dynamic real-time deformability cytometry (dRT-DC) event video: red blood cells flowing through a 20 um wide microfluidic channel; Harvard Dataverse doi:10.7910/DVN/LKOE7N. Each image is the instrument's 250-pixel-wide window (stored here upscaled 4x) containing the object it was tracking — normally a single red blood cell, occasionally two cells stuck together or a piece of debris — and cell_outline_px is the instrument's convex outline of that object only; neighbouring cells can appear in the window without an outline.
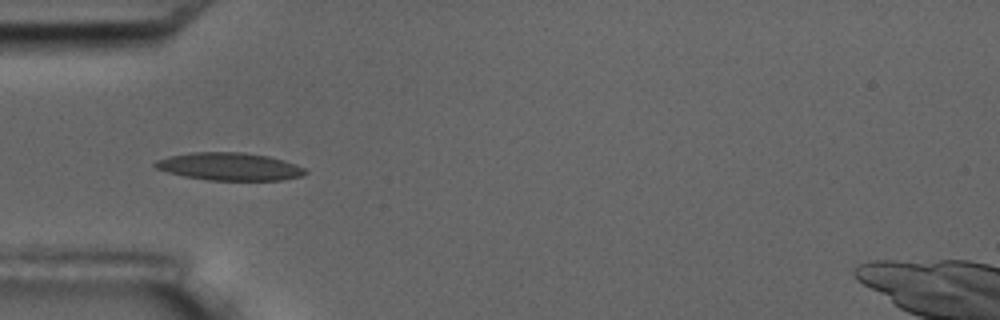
{"species": "common noctule bat (a hibernating species)", "species_latin": "Nyctalus noctula", "temperature_condition": "room temperature", "stored_images_in_passage": 7, "camera_frame_rate_fps": 3000, "um_per_image_px": 0.085, "animal": {"sex": "male", "body_mass_g": 17.5, "forearm_length_mm": 52.3}, "frame": {"image": 1, "passage_image": 5, "time_ms": 5.333, "image_size_px": [1000, 320], "cell_outline_px": [[308, 172], [304, 176], [284, 180], [208, 180], [184, 176], [168, 172], [156, 168], [152, 164], [156, 160], [172, 156], [192, 152], [244, 152], [268, 156], [284, 160], [296, 164], [304, 168]], "centroid_in_image_um": [19.55, 14.16], "position_along_channel_um": 65.4, "area_um2": 24.28}}